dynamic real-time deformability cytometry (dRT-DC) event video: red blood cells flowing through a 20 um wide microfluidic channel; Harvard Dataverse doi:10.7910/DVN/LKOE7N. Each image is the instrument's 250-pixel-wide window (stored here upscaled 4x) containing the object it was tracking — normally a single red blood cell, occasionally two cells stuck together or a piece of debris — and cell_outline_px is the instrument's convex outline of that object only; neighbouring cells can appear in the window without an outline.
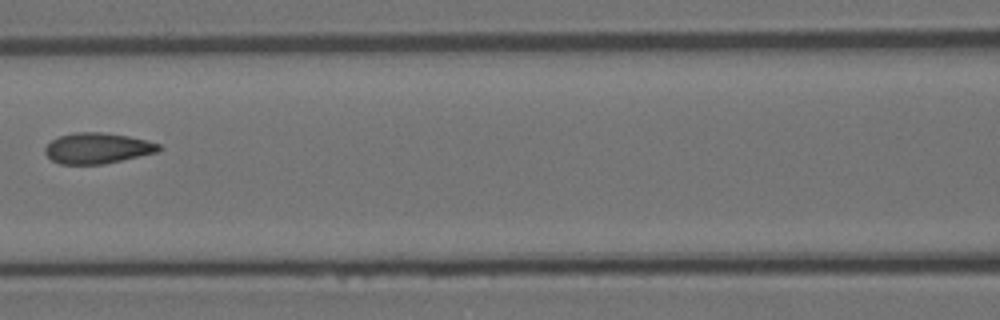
{"species": "Egyptian fruit bat (a non-hibernating species)", "species_latin": "Rousettus aegyptiacus", "temperature_condition": "room temperature", "stored_images_in_passage": 7, "camera_frame_rate_fps": 3000, "um_per_image_px": 0.085, "animal": {"sex": "female"}, "frame": {"image": 1, "passage_image": 4, "time_ms": 1.0, "image_size_px": [1000, 320], "cell_outline_px": [[160, 148], [156, 152], [104, 164], [60, 164], [52, 160], [44, 152], [44, 148], [52, 140], [60, 136], [76, 132], [100, 132], [128, 136], [160, 144]], "centroid_in_image_um": [8.24, 12.6], "position_along_channel_um": 158.4, "area_um2": 20.06}}
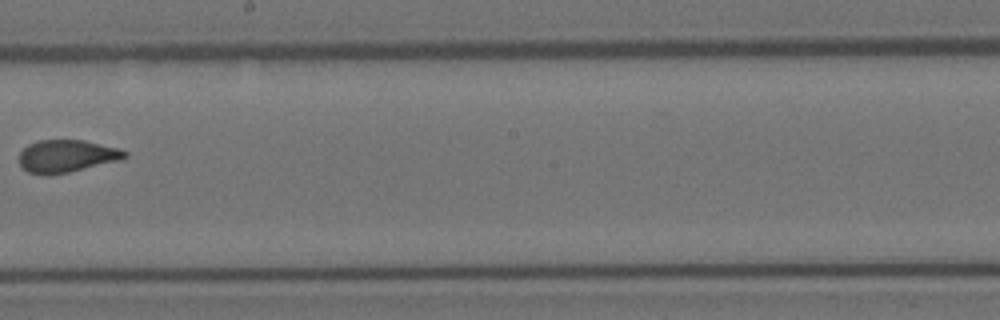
{"frame": {"image": 2, "passage_image": 6, "time_ms": 1.667, "image_size_px": [1000, 320], "cell_outline_px": [[128, 156], [120, 160], [68, 172], [28, 172], [20, 164], [20, 152], [28, 144], [40, 140], [84, 140], [120, 148], [128, 152]], "centroid_in_image_um": [5.73, 13.22], "position_along_channel_um": 242.5, "area_um2": 19.42}}
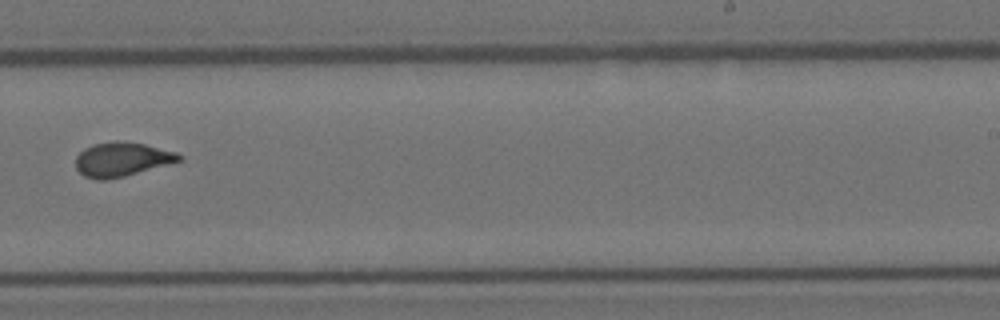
{"frame": {"image": 3, "passage_image": 7, "time_ms": 2.0, "image_size_px": [1000, 320], "cell_outline_px": [[184, 156], [180, 160], [124, 176], [108, 180], [96, 180], [84, 176], [76, 168], [76, 156], [84, 148], [92, 144], [116, 140], [144, 144], [176, 152]], "centroid_in_image_um": [10.3, 13.54], "position_along_channel_um": 278.7, "area_um2": 20.4}}